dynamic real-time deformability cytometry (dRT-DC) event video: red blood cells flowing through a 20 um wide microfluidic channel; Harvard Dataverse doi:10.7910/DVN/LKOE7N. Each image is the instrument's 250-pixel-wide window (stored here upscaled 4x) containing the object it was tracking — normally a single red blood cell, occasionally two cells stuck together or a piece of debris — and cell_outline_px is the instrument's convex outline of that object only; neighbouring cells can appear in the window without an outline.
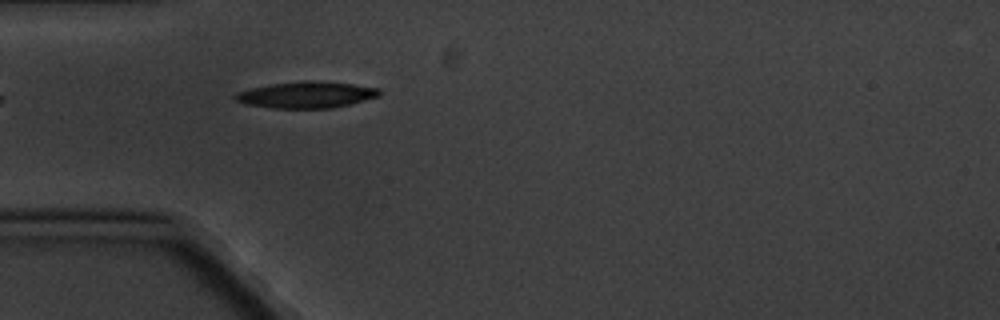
{"species": "common noctule bat (a hibernating species)", "species_latin": "Nyctalus noctula", "temperature_condition": "cold", "stored_images_in_passage": 5, "camera_frame_rate_fps": 3000, "um_per_image_px": 0.085, "animal": {"sex": "male", "body_mass_g": 20.1, "forearm_length_mm": 53.5}, "frame": {"image": 1, "passage_image": 5, "time_ms": 4.667, "image_size_px": [1000, 320], "cell_outline_px": [[380, 96], [332, 108], [272, 108], [248, 104], [236, 100], [232, 96], [236, 92], [268, 84], [304, 80], [312, 80], [352, 84], [380, 88]], "centroid_in_image_um": [26.03, 8.05], "position_along_channel_um": 59.0, "area_um2": 22.14}}